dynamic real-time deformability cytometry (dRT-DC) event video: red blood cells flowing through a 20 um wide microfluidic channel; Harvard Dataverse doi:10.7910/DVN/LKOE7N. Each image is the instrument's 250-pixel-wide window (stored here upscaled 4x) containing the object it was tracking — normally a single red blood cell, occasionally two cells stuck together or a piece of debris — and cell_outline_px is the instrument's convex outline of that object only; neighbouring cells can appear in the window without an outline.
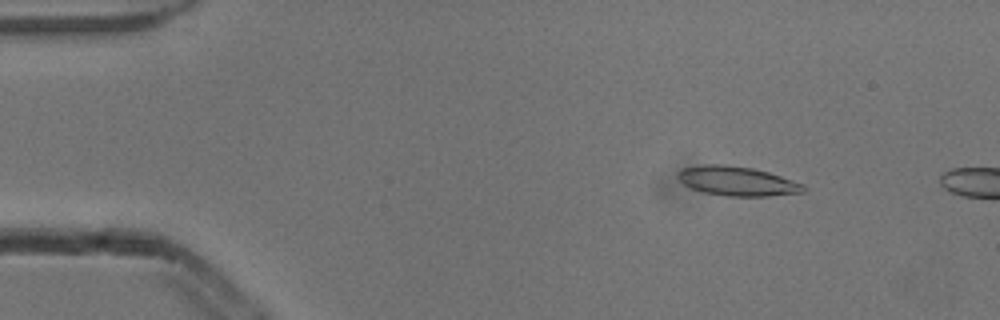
{"species": "common noctule bat (a hibernating species)", "species_latin": "Nyctalus noctula", "temperature_condition": "cold", "stored_images_in_passage": 3, "camera_frame_rate_fps": 3000, "um_per_image_px": 0.085, "animal": {"sex": "male", "body_mass_g": 13.3}, "frame": {"image": 1, "passage_image": 2, "time_ms": 0.333, "image_size_px": [1000, 320], "cell_outline_px": [[808, 188], [804, 192], [768, 196], [728, 196], [704, 192], [692, 188], [684, 184], [676, 176], [676, 172], [680, 168], [704, 164], [724, 164], [752, 168], [768, 172], [804, 184]], "centroid_in_image_um": [62.64, 15.38], "position_along_channel_um": 22.4, "area_um2": 21.56}}